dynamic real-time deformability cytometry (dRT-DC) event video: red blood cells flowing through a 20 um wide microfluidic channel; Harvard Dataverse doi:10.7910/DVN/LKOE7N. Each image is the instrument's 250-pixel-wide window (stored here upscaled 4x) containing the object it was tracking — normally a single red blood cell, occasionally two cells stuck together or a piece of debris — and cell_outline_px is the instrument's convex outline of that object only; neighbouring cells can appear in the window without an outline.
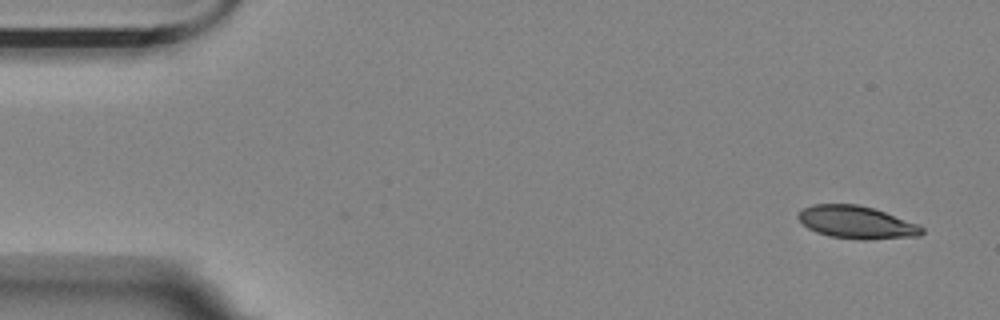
{"species": "Egyptian fruit bat (a non-hibernating species)", "species_latin": "Rousettus aegyptiacus", "temperature_condition": "room temperature", "stored_images_in_passage": 3, "camera_frame_rate_fps": 3000, "um_per_image_px": 0.085, "animal": {"sex": "female"}, "frame": {"image": 1, "passage_image": 1, "time_ms": 0.0, "image_size_px": [1000, 320], "cell_outline_px": [[924, 232], [920, 236], [864, 240], [860, 240], [828, 236], [816, 232], [808, 228], [796, 216], [804, 208], [812, 204], [856, 204], [872, 208], [884, 212], [916, 224], [924, 228]], "centroid_in_image_um": [72.79, 18.91], "position_along_channel_um": 12.2, "area_um2": 23.35}}
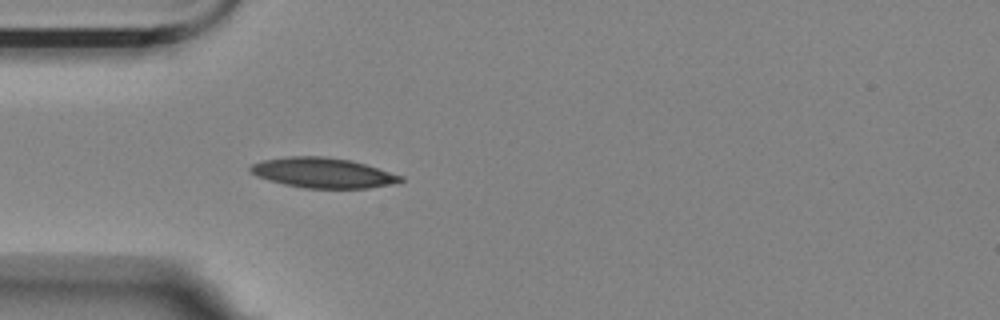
{"frame": {"image": 2, "passage_image": 3, "time_ms": 0.667, "image_size_px": [1000, 320], "cell_outline_px": [[404, 180], [388, 184], [368, 188], [304, 188], [284, 184], [268, 180], [256, 176], [248, 168], [252, 164], [264, 160], [288, 156], [324, 156], [348, 160], [364, 164], [404, 176]], "centroid_in_image_um": [27.41, 14.69], "position_along_channel_um": 57.6, "area_um2": 26.07}}